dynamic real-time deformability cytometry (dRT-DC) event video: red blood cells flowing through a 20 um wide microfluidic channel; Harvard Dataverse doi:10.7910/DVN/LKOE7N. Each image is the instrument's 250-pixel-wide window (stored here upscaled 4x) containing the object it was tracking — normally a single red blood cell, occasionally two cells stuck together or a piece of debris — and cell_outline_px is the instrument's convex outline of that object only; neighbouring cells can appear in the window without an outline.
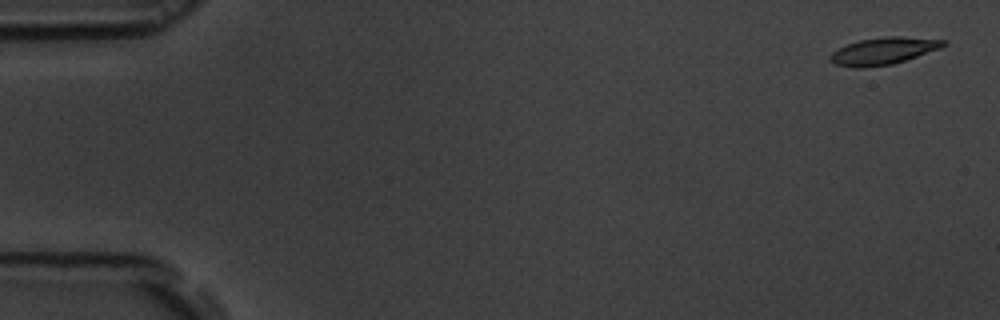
{"species": "common noctule bat (a hibernating species)", "species_latin": "Nyctalus noctula", "temperature_condition": "room temperature", "stored_images_in_passage": 55, "camera_frame_rate_fps": 3000, "um_per_image_px": 0.085, "animal": {"sex": "male", "body_mass_g": 19.5, "forearm_length_mm": 54.6}, "frame": {"image": 1, "passage_image": 2, "time_ms": 0.333, "image_size_px": [1000, 320], "cell_outline_px": [[948, 44], [940, 48], [892, 64], [864, 68], [856, 68], [836, 64], [828, 56], [832, 52], [848, 44], [860, 40], [888, 36], [900, 36], [948, 40]], "centroid_in_image_um": [75.12, 4.32], "position_along_channel_um": 9.9, "area_um2": 17.63}}
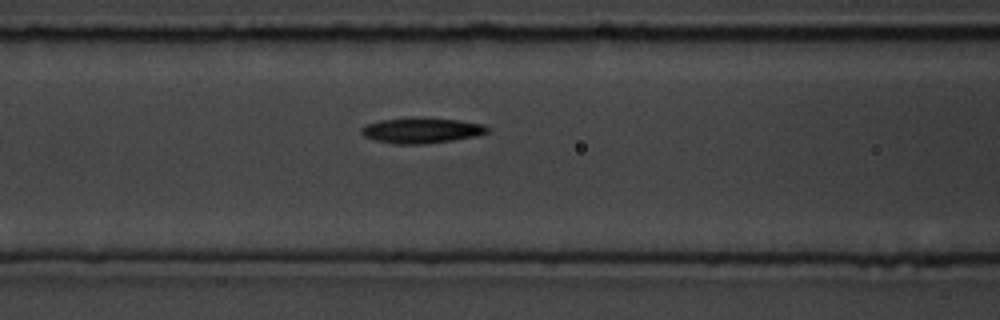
{"frame": {"image": 2, "passage_image": 23, "time_ms": 7.333, "image_size_px": [1000, 320], "cell_outline_px": [[488, 132], [476, 136], [452, 140], [424, 144], [396, 144], [372, 140], [364, 136], [360, 132], [360, 128], [364, 124], [380, 120], [412, 116], [420, 116], [460, 120], [484, 124], [488, 128]], "centroid_in_image_um": [35.77, 11.06], "position_along_channel_um": 130.8, "area_um2": 19.25}}
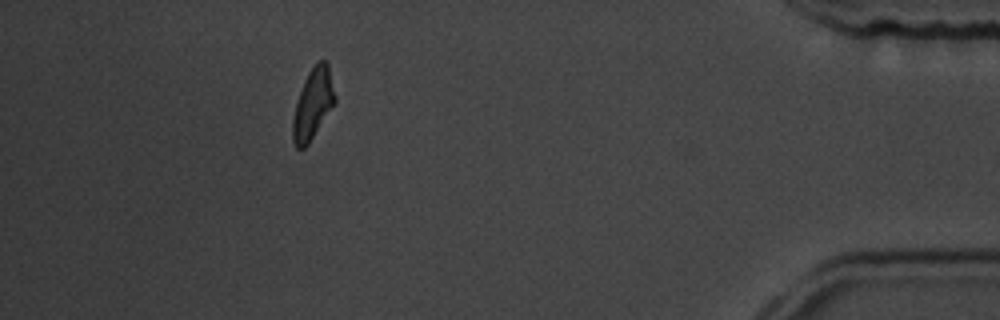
{"frame": {"image": 3, "passage_image": 50, "time_ms": 16.333, "image_size_px": [1000, 320], "cell_outline_px": [[336, 100], [308, 144], [304, 148], [296, 148], [292, 140], [292, 120], [296, 104], [304, 80], [308, 72], [320, 60], [328, 60], [336, 96]], "centroid_in_image_um": [26.6, 8.81], "position_along_channel_um": 408.6, "area_um2": 17.17}, "authors_computed_cell_mechanics": {"area_um2": 17.8602, "velocity_mm_per_s": 3.6875, "shape_relaxation_time_tau1_ms": 2.3918, "shape_relaxation_time_tau2_ms": 9.6089, "deformation_change_tau1": 0.1493, "deformation_change_tau2": 0.2005}}